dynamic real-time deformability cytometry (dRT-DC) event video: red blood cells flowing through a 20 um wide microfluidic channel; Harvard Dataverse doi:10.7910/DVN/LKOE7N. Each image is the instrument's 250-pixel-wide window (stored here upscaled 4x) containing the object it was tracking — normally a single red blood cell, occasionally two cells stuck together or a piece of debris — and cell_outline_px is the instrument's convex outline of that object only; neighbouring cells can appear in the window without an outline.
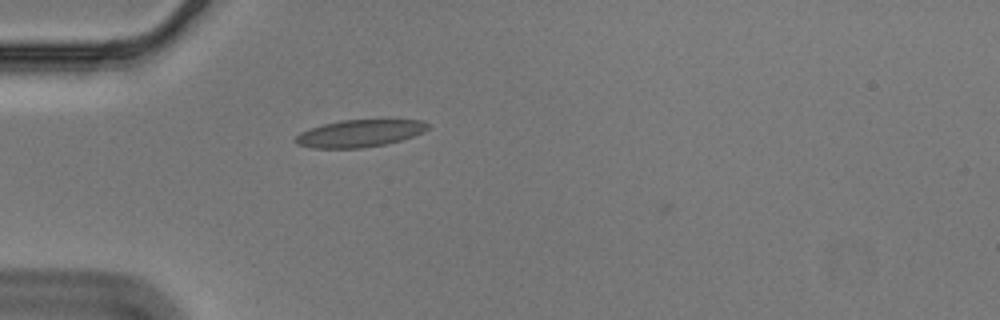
{"species": "Egyptian fruit bat (a non-hibernating species)", "species_latin": "Rousettus aegyptiacus", "temperature_condition": "cold", "stored_images_in_passage": 39, "camera_frame_rate_fps": 3000, "um_per_image_px": 0.085, "animal": {"sex": "male"}, "frame": {"image": 1, "passage_image": 3, "time_ms": 0.667, "image_size_px": [1000, 320], "cell_outline_px": [[432, 124], [424, 132], [400, 140], [384, 144], [360, 148], [312, 148], [296, 144], [292, 140], [300, 132], [308, 128], [340, 120], [424, 120]], "centroid_in_image_um": [30.54, 11.33], "position_along_channel_um": 54.5, "area_um2": 21.1}}
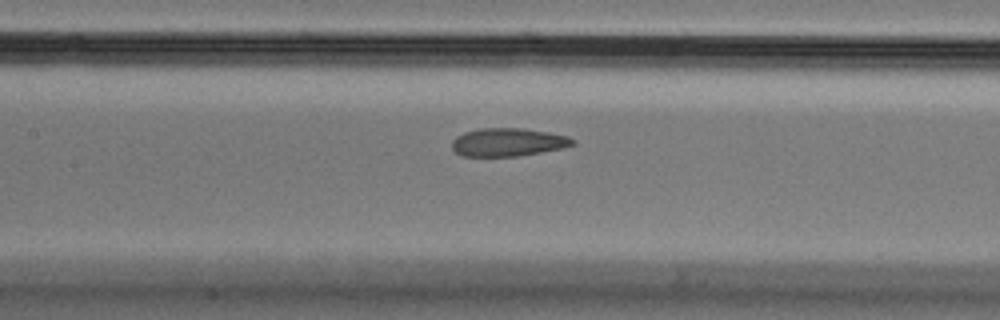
{"frame": {"image": 2, "passage_image": 13, "time_ms": 4.0, "image_size_px": [1000, 320], "cell_outline_px": [[576, 144], [564, 148], [520, 156], [460, 156], [452, 148], [452, 140], [456, 136], [464, 132], [480, 128], [524, 128], [548, 132], [568, 136], [576, 140]], "centroid_in_image_um": [43.2, 12.08], "position_along_channel_um": 164.2, "area_um2": 20.06}}
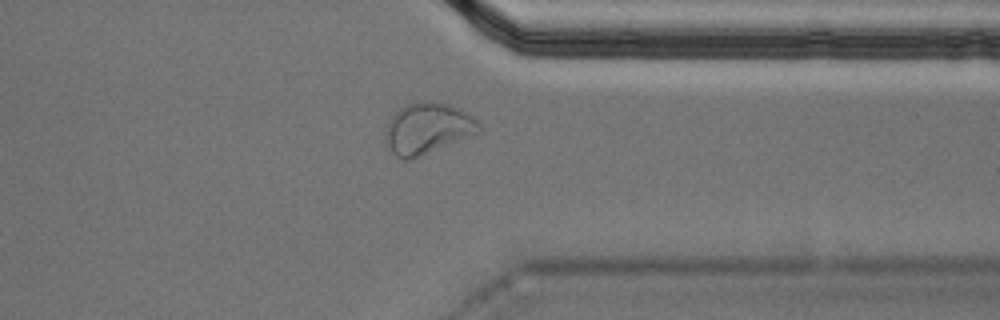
{"frame": {"image": 3, "passage_image": 31, "time_ms": 10.0, "image_size_px": [1000, 320], "cell_outline_px": [[480, 132], [420, 156], [408, 160], [404, 160], [396, 156], [392, 152], [384, 140], [384, 132], [392, 116], [400, 108], [408, 104], [428, 100], [436, 100], [448, 104], [472, 116], [480, 124]], "centroid_in_image_um": [36.31, 10.91], "position_along_channel_um": 375.1, "area_um2": 27.63}}